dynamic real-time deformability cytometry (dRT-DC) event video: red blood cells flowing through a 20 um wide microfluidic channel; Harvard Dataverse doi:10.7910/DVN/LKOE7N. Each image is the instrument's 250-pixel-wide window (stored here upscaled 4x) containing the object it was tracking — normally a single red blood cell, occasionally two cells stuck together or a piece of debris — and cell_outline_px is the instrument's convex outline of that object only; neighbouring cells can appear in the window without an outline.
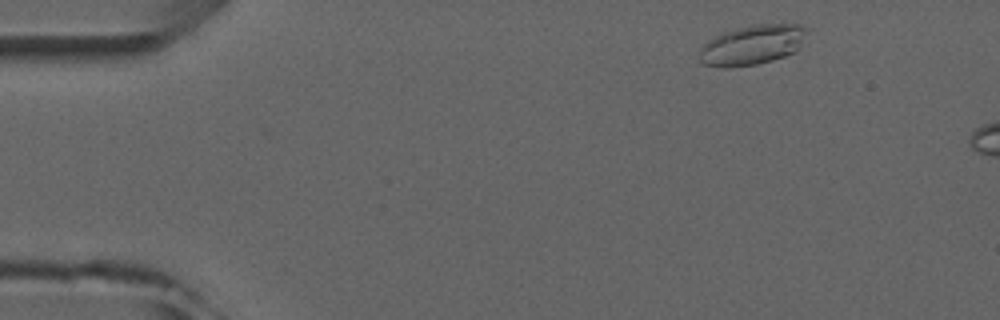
{"species": "common noctule bat (a hibernating species)", "species_latin": "Nyctalus noctula", "temperature_condition": "room temperature", "stored_images_in_passage": 3, "camera_frame_rate_fps": 3000, "um_per_image_px": 0.085, "animal": {"sex": "male", "forearm_length_mm": 52.5}, "frame": {"image": 1, "passage_image": 1, "time_ms": 0.0, "image_size_px": [1000, 320], "cell_outline_px": [[812, 28], [796, 48], [792, 52], [784, 56], [772, 60], [756, 64], [728, 68], [720, 68], [704, 64], [700, 60], [700, 48], [708, 40], [720, 32], [736, 28], [756, 24], [804, 24]], "centroid_in_image_um": [63.94, 3.8], "position_along_channel_um": 21.1, "area_um2": 25.14}}